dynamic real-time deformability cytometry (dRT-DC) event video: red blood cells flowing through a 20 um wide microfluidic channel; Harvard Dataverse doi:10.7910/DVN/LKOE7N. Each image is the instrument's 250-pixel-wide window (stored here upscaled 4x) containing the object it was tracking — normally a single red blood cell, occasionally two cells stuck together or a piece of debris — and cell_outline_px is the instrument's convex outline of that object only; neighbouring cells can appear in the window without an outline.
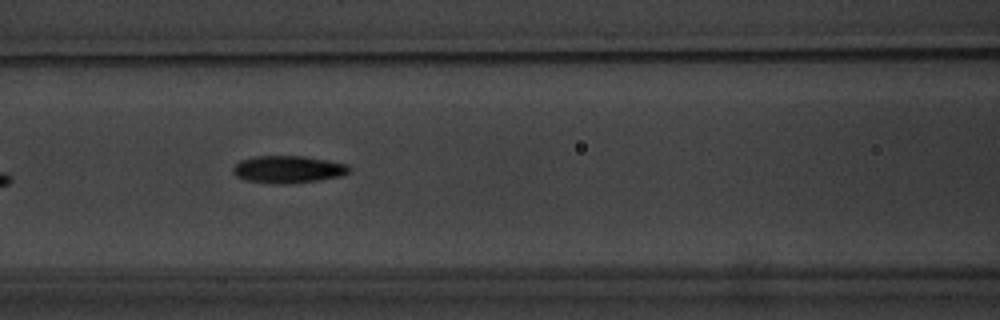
{"species": "common noctule bat (a hibernating species)", "species_latin": "Nyctalus noctula", "temperature_condition": "warm", "stored_images_in_passage": 12, "camera_frame_rate_fps": 3000, "um_per_image_px": 0.085, "animal": {"sex": "male", "body_mass_g": 20.1, "forearm_length_mm": 53.5}, "frame": {"image": 1, "passage_image": 4, "time_ms": 3.667, "image_size_px": [1000, 320], "cell_outline_px": [[352, 168], [344, 176], [316, 180], [284, 184], [280, 184], [244, 180], [236, 176], [232, 172], [232, 168], [240, 160], [252, 156], [304, 156], [328, 160], [348, 164]], "centroid_in_image_um": [24.49, 14.38], "position_along_channel_um": 142.1, "area_um2": 18.61}}
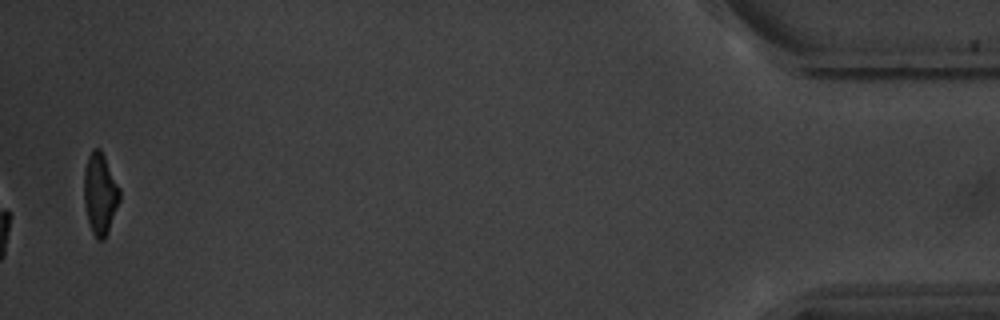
{"frame": {"image": 2, "passage_image": 12, "time_ms": 14.0, "image_size_px": [1000, 320], "cell_outline_px": [[120, 200], [108, 232], [104, 240], [96, 240], [92, 232], [88, 220], [84, 204], [84, 168], [88, 156], [92, 148], [100, 148], [120, 188]], "centroid_in_image_um": [8.5, 16.47], "position_along_channel_um": 426.7, "area_um2": 16.99}, "authors_computed_cell_mechanics": {"area_um2": 18.0047, "velocity_mm_per_s": 3.5421, "shape_relaxation_time_tau1_ms": 2.4158, "shape_relaxation_time_tau2_ms": 2.9184, "deformation_change_tau1": 0.1313, "deformation_change_tau2": 0.0872}}